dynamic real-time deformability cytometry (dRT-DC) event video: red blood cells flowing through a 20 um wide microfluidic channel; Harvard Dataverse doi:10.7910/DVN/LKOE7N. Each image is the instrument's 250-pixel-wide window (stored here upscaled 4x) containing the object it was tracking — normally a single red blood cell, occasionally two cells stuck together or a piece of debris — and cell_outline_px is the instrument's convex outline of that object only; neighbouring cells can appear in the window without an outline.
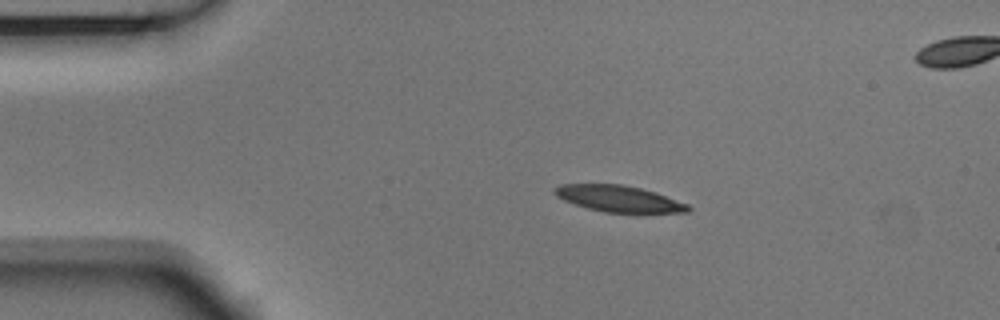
{"species": "Egyptian fruit bat (a non-hibernating species)", "species_latin": "Rousettus aegyptiacus", "temperature_condition": "room temperature", "stored_images_in_passage": 4, "segment_of_instrument_passage": [1, 2], "camera_frame_rate_fps": 3000, "um_per_image_px": 0.085, "animal": {"sex": "male"}, "frame": {"image": 1, "passage_image": 2, "time_ms": 0.333, "image_size_px": [1000, 320], "cell_outline_px": [[692, 208], [688, 212], [644, 216], [604, 212], [588, 208], [564, 200], [556, 196], [552, 192], [552, 188], [560, 184], [620, 184], [640, 188], [656, 192], [688, 204]], "centroid_in_image_um": [52.7, 16.95], "position_along_channel_um": 32.3, "area_um2": 21.56}}